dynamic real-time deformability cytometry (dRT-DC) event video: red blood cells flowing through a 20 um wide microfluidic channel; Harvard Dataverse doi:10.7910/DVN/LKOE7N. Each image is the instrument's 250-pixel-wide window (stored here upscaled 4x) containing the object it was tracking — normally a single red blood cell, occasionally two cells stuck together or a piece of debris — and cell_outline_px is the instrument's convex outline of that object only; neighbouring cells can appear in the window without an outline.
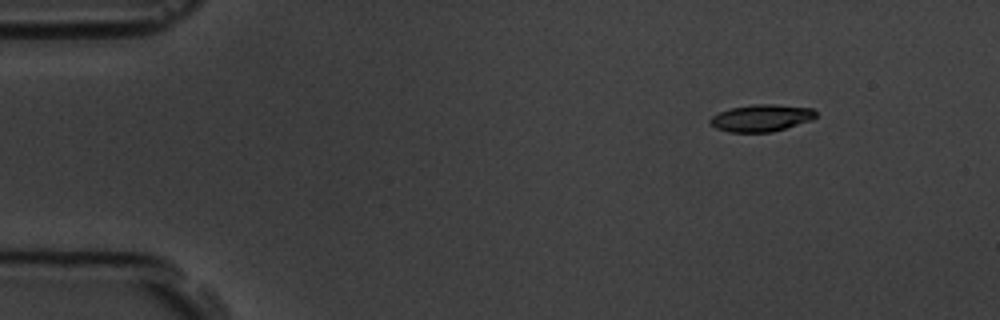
{"species": "common noctule bat (a hibernating species)", "species_latin": "Nyctalus noctula", "temperature_condition": "room temperature", "stored_images_in_passage": 7, "camera_frame_rate_fps": 3000, "um_per_image_px": 0.085, "animal": {"sex": "male", "body_mass_g": 19.5, "forearm_length_mm": 54.6}, "frame": {"image": 1, "passage_image": 1, "time_ms": 0.0, "image_size_px": [1000, 320], "cell_outline_px": [[816, 116], [812, 120], [772, 132], [728, 132], [716, 128], [708, 120], [712, 116], [720, 112], [732, 108], [752, 104], [776, 104], [812, 108], [816, 112]], "centroid_in_image_um": [64.72, 10.02], "position_along_channel_um": 20.3, "area_um2": 16.59}}
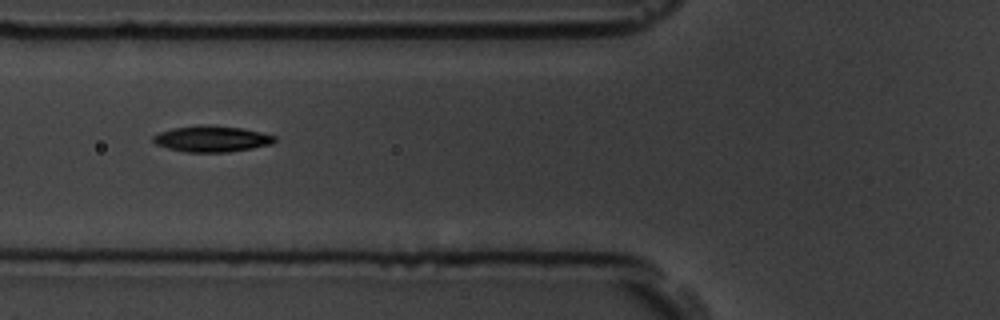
{"frame": {"image": 2, "passage_image": 5, "time_ms": 4.667, "image_size_px": [1000, 320], "cell_outline_px": [[276, 140], [272, 144], [252, 148], [228, 152], [184, 152], [168, 148], [156, 144], [152, 140], [152, 136], [160, 132], [172, 128], [200, 124], [244, 128], [276, 136]], "centroid_in_image_um": [17.99, 11.8], "position_along_channel_um": 107.8, "area_um2": 18.55}}
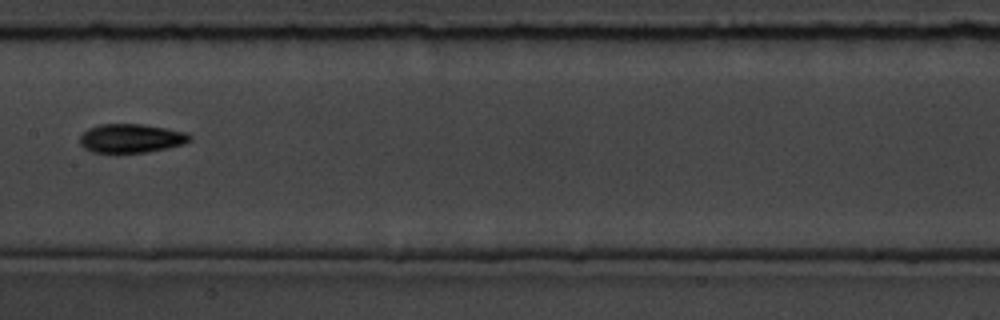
{"frame": {"image": 3, "passage_image": 7, "time_ms": 7.0, "image_size_px": [1000, 320], "cell_outline_px": [[192, 140], [184, 144], [144, 152], [92, 152], [84, 148], [80, 144], [80, 136], [88, 128], [100, 124], [144, 124], [188, 132], [192, 136]], "centroid_in_image_um": [11.16, 11.74], "position_along_channel_um": 196.2, "area_um2": 18.44}}